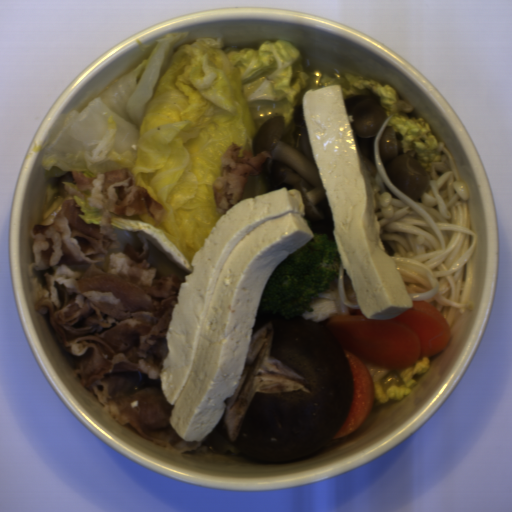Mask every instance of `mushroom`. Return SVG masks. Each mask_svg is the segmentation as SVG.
Masks as SVG:
<instances>
[{
	"label": "mushroom",
	"mask_w": 512,
	"mask_h": 512,
	"mask_svg": "<svg viewBox=\"0 0 512 512\" xmlns=\"http://www.w3.org/2000/svg\"><path fill=\"white\" fill-rule=\"evenodd\" d=\"M354 398L351 365L328 326L303 314H274L254 326L237 392L222 416L238 450L281 461L324 447Z\"/></svg>",
	"instance_id": "mushroom-1"
}]
</instances>
